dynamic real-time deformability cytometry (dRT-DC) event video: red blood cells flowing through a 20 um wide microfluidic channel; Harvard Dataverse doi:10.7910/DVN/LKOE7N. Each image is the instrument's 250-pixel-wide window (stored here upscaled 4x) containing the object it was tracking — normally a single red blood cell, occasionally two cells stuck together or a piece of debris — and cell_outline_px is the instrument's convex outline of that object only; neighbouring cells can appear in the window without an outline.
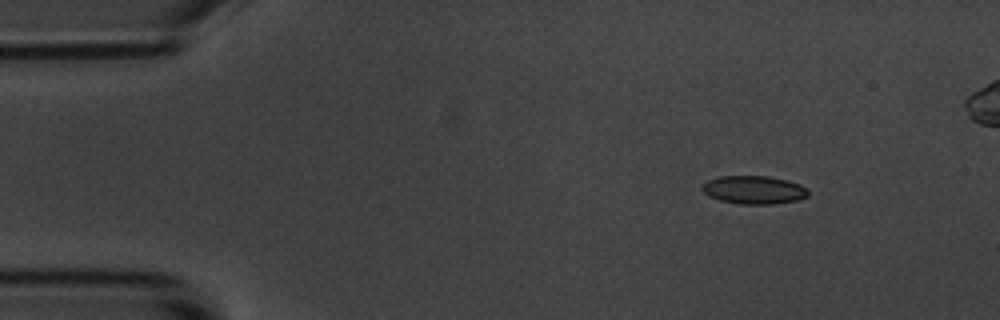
{"species": "common noctule bat (a hibernating species)", "species_latin": "Nyctalus noctula", "temperature_condition": "room temperature", "stored_images_in_passage": 5, "camera_frame_rate_fps": 3000, "um_per_image_px": 0.085, "animal": {"sex": "male", "body_mass_g": 20.1, "forearm_length_mm": 53.5}, "frame": {"image": 1, "passage_image": 1, "time_ms": 0.0, "image_size_px": [1000, 320], "cell_outline_px": [[808, 196], [800, 200], [772, 204], [740, 204], [720, 200], [708, 196], [700, 188], [708, 180], [720, 176], [768, 176], [788, 180], [800, 184], [808, 188]], "centroid_in_image_um": [64.11, 16.14], "position_along_channel_um": 20.9, "area_um2": 17.57}}